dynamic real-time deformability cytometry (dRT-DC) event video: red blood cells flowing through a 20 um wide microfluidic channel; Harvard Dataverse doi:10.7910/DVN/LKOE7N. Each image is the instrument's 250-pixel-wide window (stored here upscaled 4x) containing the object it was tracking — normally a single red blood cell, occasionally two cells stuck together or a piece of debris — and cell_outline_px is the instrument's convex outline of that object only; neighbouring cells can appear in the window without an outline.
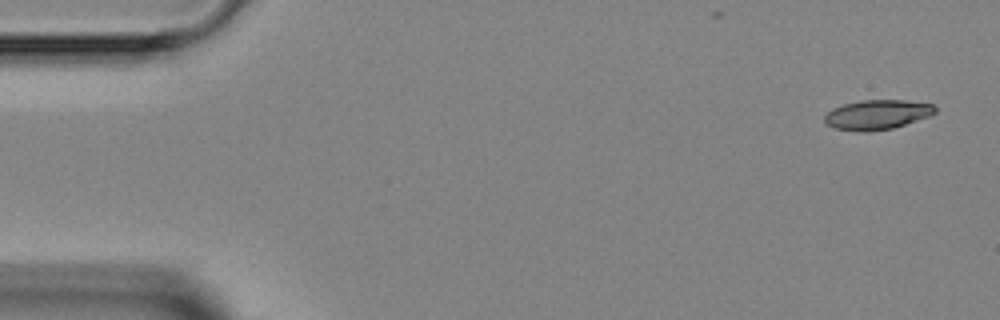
{"species": "Egyptian fruit bat (a non-hibernating species)", "species_latin": "Rousettus aegyptiacus", "temperature_condition": "room temperature", "stored_images_in_passage": 2, "camera_frame_rate_fps": 3000, "um_per_image_px": 0.085, "animal": {"sex": "female"}, "frame": {"image": 1, "passage_image": 1, "time_ms": 0.0, "image_size_px": [1000, 320], "cell_outline_px": [[936, 112], [928, 116], [892, 128], [868, 132], [860, 132], [836, 128], [828, 124], [824, 120], [824, 116], [832, 108], [844, 104], [860, 100], [904, 100], [932, 104], [936, 108]], "centroid_in_image_um": [74.53, 9.74], "position_along_channel_um": 10.5, "area_um2": 18.9}}